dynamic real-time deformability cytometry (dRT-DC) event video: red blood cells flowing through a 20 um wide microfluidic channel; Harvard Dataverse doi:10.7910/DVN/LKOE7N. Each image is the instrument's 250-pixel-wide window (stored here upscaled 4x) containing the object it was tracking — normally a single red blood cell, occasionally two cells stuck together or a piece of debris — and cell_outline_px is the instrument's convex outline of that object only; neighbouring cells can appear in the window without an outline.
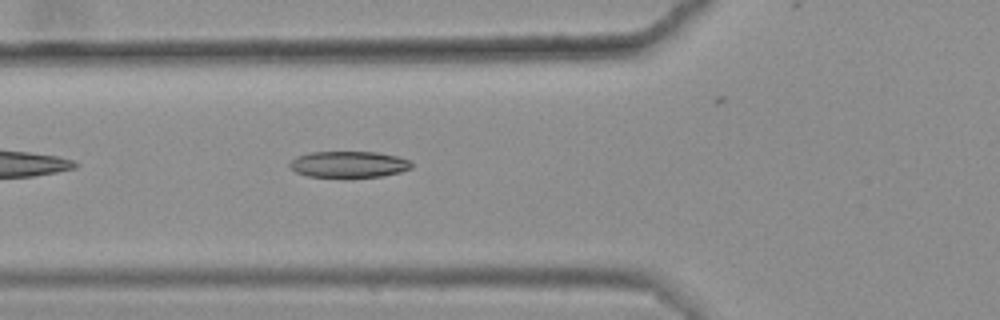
{"species": "common noctule bat (a hibernating species)", "species_latin": "Nyctalus noctula", "temperature_condition": "warm", "stored_images_in_passage": 31, "camera_frame_rate_fps": 3000, "um_per_image_px": 0.085, "animal": {"sex": "female", "body_mass_g": 25.1}, "frame": {"image": 1, "passage_image": 5, "time_ms": 1.333, "image_size_px": [1000, 320], "cell_outline_px": [[412, 168], [400, 172], [380, 176], [348, 180], [308, 176], [296, 172], [288, 164], [296, 156], [312, 152], [376, 152], [396, 156], [408, 160], [412, 164]], "centroid_in_image_um": [29.62, 14.01], "position_along_channel_um": 96.2, "area_um2": 19.31}, "authors_computed_cell_mechanics": {"area_um2": 18.3804, "velocity_mm_per_s": 3.6036, "shape_relaxation_time_tau1_ms": null, "shape_relaxation_time_tau2_ms": 5.3041, "deformation_change_tau1": null, "deformation_change_tau2": 0.1295}}